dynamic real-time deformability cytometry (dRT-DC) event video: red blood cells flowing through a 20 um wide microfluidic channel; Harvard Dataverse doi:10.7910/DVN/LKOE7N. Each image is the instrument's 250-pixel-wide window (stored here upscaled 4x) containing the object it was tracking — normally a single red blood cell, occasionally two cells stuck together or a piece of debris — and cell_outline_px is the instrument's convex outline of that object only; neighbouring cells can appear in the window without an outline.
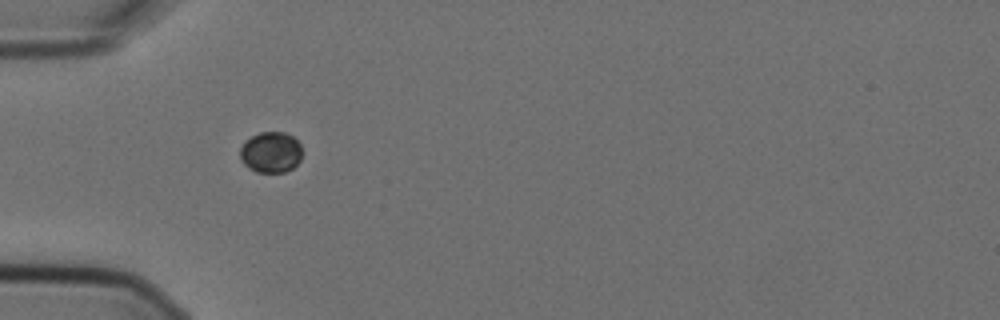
{"species": "Egyptian fruit bat (a non-hibernating species)", "species_latin": "Rousettus aegyptiacus", "temperature_condition": "cold", "stored_images_in_passage": 7, "camera_frame_rate_fps": 3000, "um_per_image_px": 0.085, "animal": {"sex": "female"}, "frame": {"image": 1, "passage_image": 6, "time_ms": 1.667, "image_size_px": [1000, 320], "cell_outline_px": [[304, 152], [300, 160], [292, 168], [284, 172], [256, 172], [248, 168], [240, 160], [240, 148], [252, 136], [260, 132], [284, 132], [292, 136], [300, 144]], "centroid_in_image_um": [23.04, 12.95], "position_along_channel_um": 62.0, "area_um2": 14.85}}
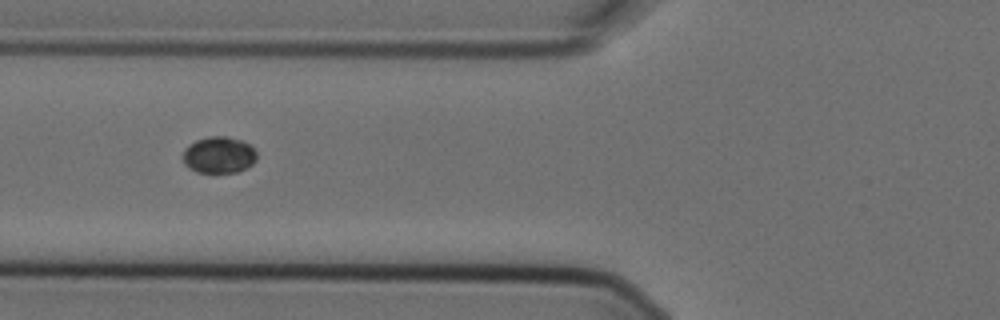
{"frame": {"image": 2, "passage_image": 7, "time_ms": 2.0, "image_size_px": [1000, 320], "cell_outline_px": [[256, 160], [252, 164], [236, 172], [196, 172], [188, 168], [184, 164], [184, 148], [188, 144], [196, 140], [208, 136], [224, 136], [240, 140], [248, 144], [256, 152]], "centroid_in_image_um": [18.57, 13.16], "position_along_channel_um": 107.2, "area_um2": 15.61}}